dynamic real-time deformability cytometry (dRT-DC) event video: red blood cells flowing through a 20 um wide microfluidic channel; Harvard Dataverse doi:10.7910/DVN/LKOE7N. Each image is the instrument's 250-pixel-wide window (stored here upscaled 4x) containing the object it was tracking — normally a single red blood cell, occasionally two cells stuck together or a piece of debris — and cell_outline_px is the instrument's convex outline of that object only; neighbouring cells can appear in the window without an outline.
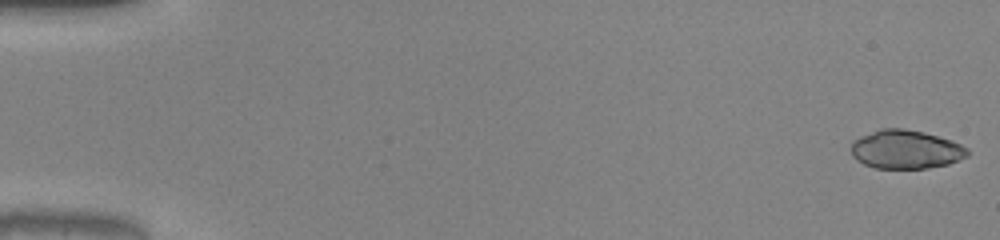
{"species": "common noctule bat (a hibernating species)", "species_latin": "Nyctalus noctula", "temperature_condition": "warm", "stored_images_in_passage": 51, "camera_frame_rate_fps": 3000, "um_per_image_px": 0.085, "animal": {"sex": "male", "body_mass_g": 20.0, "forearm_length_mm": 53.3}, "frame": {"image": 1, "passage_image": 1, "time_ms": 0.0, "image_size_px": [1000, 240], "cell_outline_px": [[968, 156], [948, 164], [928, 168], [876, 168], [864, 164], [856, 160], [852, 156], [848, 148], [852, 140], [860, 136], [880, 128], [900, 128], [924, 132], [952, 140], [968, 148]], "centroid_in_image_um": [76.94, 12.69], "position_along_channel_um": 8.1, "area_um2": 26.53}}
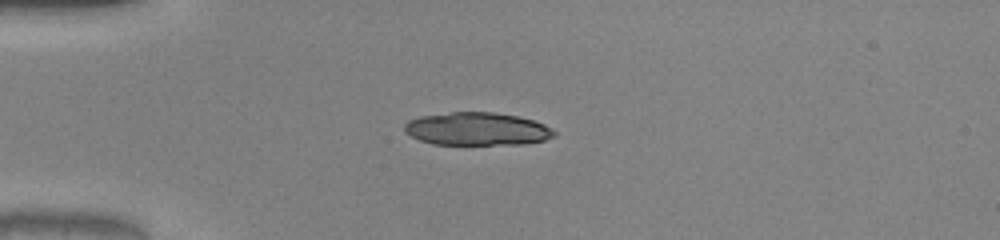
{"frame": {"image": 2, "passage_image": 14, "time_ms": 4.333, "image_size_px": [1000, 240], "cell_outline_px": [[556, 136], [544, 140], [524, 144], [432, 144], [420, 140], [404, 132], [404, 124], [408, 120], [420, 116], [452, 112], [496, 112], [520, 116], [544, 124], [556, 132]], "centroid_in_image_um": [40.55, 10.95], "position_along_channel_um": 44.4, "area_um2": 28.84}}